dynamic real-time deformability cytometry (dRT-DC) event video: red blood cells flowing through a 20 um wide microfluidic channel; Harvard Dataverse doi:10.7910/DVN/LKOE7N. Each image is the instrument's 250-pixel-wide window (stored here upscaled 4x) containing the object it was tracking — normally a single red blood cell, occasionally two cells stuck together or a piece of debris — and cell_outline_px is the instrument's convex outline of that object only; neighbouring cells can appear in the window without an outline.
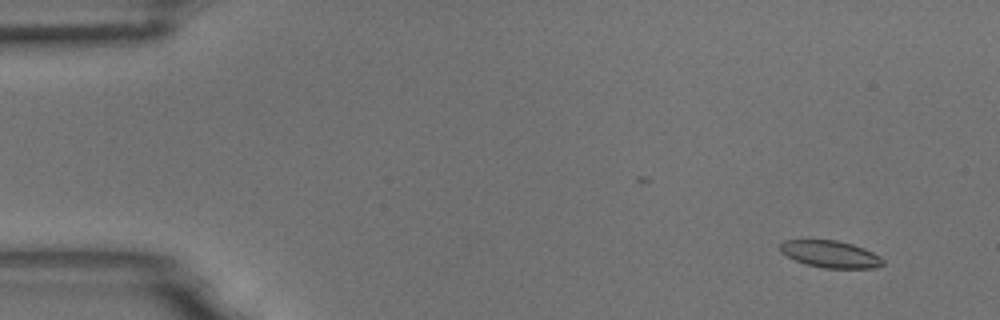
{"species": "common noctule bat (a hibernating species)", "species_latin": "Nyctalus noctula", "temperature_condition": "room temperature", "stored_images_in_passage": 6, "camera_frame_rate_fps": 3000, "um_per_image_px": 0.085, "animal": {"sex": "male", "body_mass_g": 18.8}, "frame": {"image": 1, "passage_image": 2, "time_ms": 0.333, "image_size_px": [1000, 320], "cell_outline_px": [[884, 264], [876, 268], [824, 268], [804, 264], [780, 252], [780, 244], [784, 240], [836, 240], [852, 244], [864, 248], [880, 256], [884, 260]], "centroid_in_image_um": [70.6, 21.61], "position_along_channel_um": 14.4, "area_um2": 16.18}}